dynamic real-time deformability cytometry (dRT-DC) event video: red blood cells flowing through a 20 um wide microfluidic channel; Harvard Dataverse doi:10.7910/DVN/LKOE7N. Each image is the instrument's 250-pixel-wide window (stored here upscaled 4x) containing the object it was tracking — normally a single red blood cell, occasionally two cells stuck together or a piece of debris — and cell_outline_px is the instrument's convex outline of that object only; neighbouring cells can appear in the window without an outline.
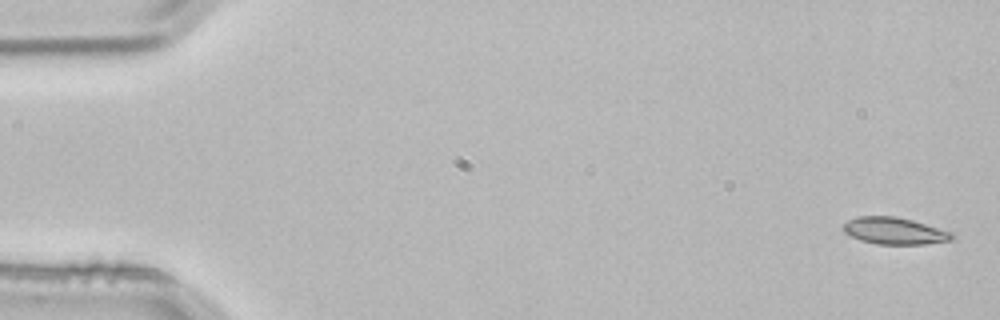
{"species": "common noctule bat (a hibernating species)", "species_latin": "Nyctalus noctula", "temperature_condition": "room temperature", "stored_images_in_passage": 3, "camera_frame_rate_fps": 3000, "um_per_image_px": 0.085, "animal": {"sex": "male", "body_mass_g": 21.5, "forearm_length_mm": 52.0}, "frame": {"image": 1, "passage_image": 1, "time_ms": 0.0, "image_size_px": [1000, 320], "cell_outline_px": [[956, 236], [952, 240], [924, 244], [876, 244], [860, 240], [844, 232], [844, 224], [848, 220], [856, 216], [896, 216], [912, 220], [952, 232]], "centroid_in_image_um": [76.04, 19.62], "position_along_channel_um": 9.0, "area_um2": 16.99}}
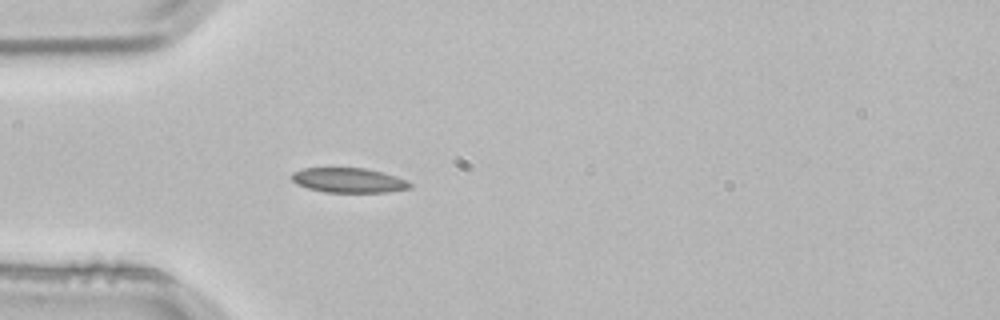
{"frame": {"image": 2, "passage_image": 3, "time_ms": 0.667, "image_size_px": [1000, 320], "cell_outline_px": [[412, 188], [384, 192], [324, 192], [308, 188], [296, 184], [292, 180], [292, 172], [304, 168], [364, 168], [396, 176], [408, 180], [412, 184]], "centroid_in_image_um": [29.64, 15.33], "position_along_channel_um": 55.4, "area_um2": 16.99}}